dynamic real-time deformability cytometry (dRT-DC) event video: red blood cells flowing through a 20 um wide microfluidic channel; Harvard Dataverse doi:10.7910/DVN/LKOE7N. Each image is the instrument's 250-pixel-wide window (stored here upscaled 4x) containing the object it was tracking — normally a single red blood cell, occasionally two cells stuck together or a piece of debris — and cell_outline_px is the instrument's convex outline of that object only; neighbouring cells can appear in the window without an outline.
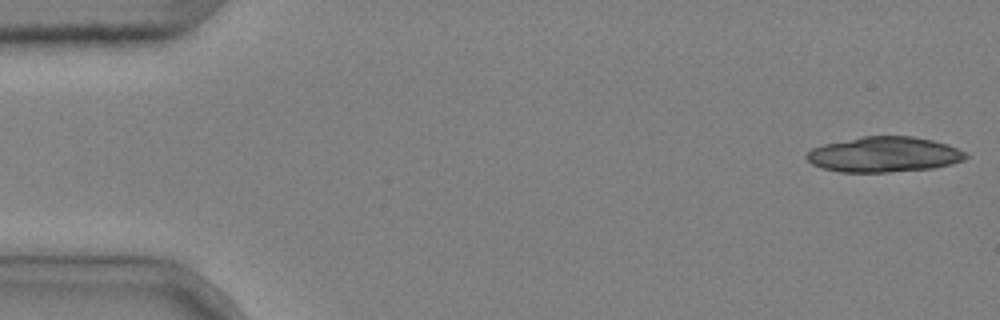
{"species": "common noctule bat (a hibernating species)", "species_latin": "Nyctalus noctula", "temperature_condition": "cold", "stored_images_in_passage": 6, "camera_frame_rate_fps": 3000, "um_per_image_px": 0.085, "animal": {"sex": "male", "body_mass_g": 20.4}, "frame": {"image": 1, "passage_image": 1, "time_ms": 0.0, "image_size_px": [1000, 320], "cell_outline_px": [[968, 156], [964, 160], [952, 164], [932, 168], [888, 172], [840, 172], [824, 168], [812, 164], [804, 156], [812, 148], [824, 144], [864, 136], [912, 136], [932, 140], [948, 144], [964, 152]], "centroid_in_image_um": [75.15, 13.13], "position_along_channel_um": 9.9, "area_um2": 32.6}}